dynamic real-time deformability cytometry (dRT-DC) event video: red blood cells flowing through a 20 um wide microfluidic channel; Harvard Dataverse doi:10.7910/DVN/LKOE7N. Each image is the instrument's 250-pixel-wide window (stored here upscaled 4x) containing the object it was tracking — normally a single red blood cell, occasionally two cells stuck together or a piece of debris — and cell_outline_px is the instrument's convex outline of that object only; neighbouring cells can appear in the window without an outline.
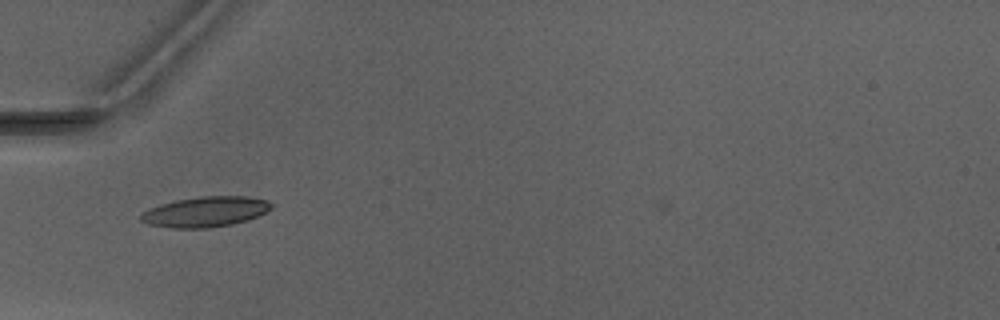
{"species": "Egyptian fruit bat (a non-hibernating species)", "species_latin": "Rousettus aegyptiacus", "temperature_condition": "warm", "stored_images_in_passage": 1, "camera_frame_rate_fps": 3000, "um_per_image_px": 0.085, "animal": {"sex": "male"}, "frame": {"image": 1, "passage_image": 1, "time_ms": 0.0, "image_size_px": [1000, 320], "cell_outline_px": [[272, 208], [248, 220], [232, 224], [208, 228], [172, 228], [148, 224], [140, 220], [140, 216], [148, 208], [160, 204], [176, 200], [200, 196], [248, 196], [264, 200], [272, 204]], "centroid_in_image_um": [17.43, 18.0], "position_along_channel_um": 67.6, "area_um2": 22.95}}